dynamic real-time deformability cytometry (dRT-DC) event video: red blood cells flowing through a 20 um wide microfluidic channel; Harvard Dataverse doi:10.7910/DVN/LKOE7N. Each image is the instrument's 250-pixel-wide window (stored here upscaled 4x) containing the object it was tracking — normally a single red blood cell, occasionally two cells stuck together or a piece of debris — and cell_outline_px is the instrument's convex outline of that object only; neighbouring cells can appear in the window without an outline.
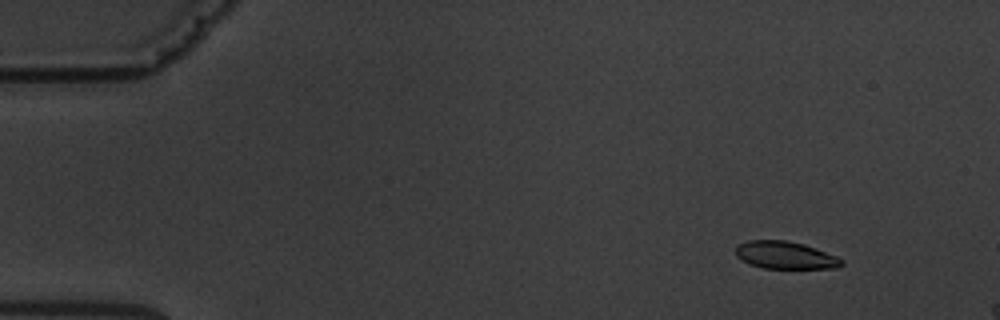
{"species": "common noctule bat (a hibernating species)", "species_latin": "Nyctalus noctula", "temperature_condition": "warm", "stored_images_in_passage": 4, "camera_frame_rate_fps": 3000, "um_per_image_px": 0.085, "animal": {"sex": "male", "body_mass_g": 19.5, "forearm_length_mm": 54.6}, "frame": {"image": 1, "passage_image": 2, "time_ms": 1.0, "image_size_px": [1000, 320], "cell_outline_px": [[844, 264], [836, 268], [764, 268], [748, 264], [736, 256], [736, 244], [748, 240], [784, 240], [804, 244], [836, 256], [844, 260]], "centroid_in_image_um": [66.72, 21.69], "position_along_channel_um": 18.3, "area_um2": 16.99}}